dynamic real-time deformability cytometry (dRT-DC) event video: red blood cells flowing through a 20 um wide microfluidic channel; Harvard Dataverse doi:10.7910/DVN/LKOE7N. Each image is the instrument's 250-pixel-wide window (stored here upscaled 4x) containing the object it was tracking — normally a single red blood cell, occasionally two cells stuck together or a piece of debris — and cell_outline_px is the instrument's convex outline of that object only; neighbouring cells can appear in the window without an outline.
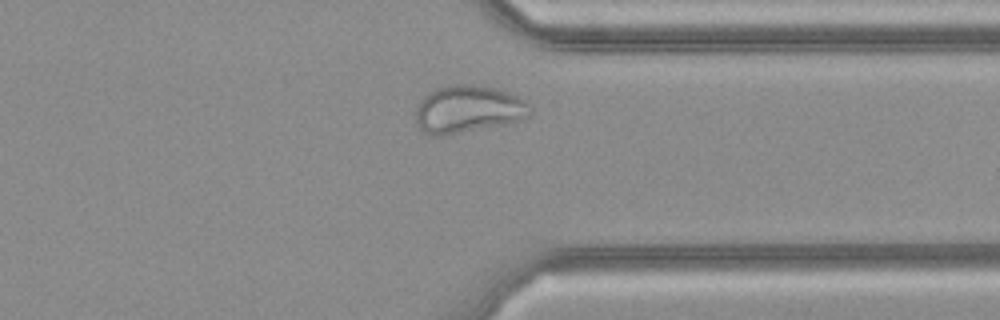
{"species": "common noctule bat (a hibernating species)", "species_latin": "Nyctalus noctula", "temperature_condition": "cold", "stored_images_in_passage": 29, "camera_frame_rate_fps": 3000, "um_per_image_px": 0.085, "animal": {"sex": "female", "body_mass_g": 21.9}, "frame": {"image": 1, "passage_image": 21, "time_ms": 6.667, "image_size_px": [1000, 320], "cell_outline_px": [[532, 112], [528, 116], [520, 120], [504, 124], [444, 136], [428, 136], [416, 124], [416, 108], [420, 100], [428, 92], [436, 88], [448, 84], [480, 84], [516, 96], [524, 100], [532, 108]], "centroid_in_image_um": [39.74, 9.29], "position_along_channel_um": 371.7, "area_um2": 31.85}}